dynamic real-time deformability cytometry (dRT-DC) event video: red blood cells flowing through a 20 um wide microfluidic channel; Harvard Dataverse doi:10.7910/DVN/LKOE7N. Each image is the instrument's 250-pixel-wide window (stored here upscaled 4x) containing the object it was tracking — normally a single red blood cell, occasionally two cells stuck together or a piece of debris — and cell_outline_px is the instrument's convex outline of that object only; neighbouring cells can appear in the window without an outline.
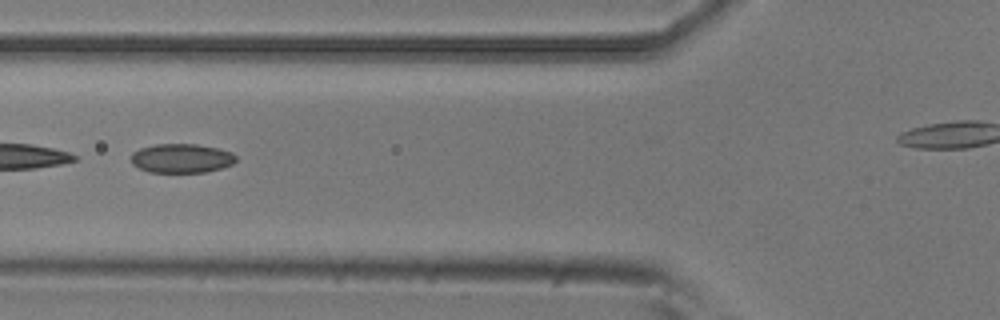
{"species": "common noctule bat (a hibernating species)", "species_latin": "Nyctalus noctula", "temperature_condition": "room temperature", "stored_images_in_passage": 39, "camera_frame_rate_fps": 3000, "um_per_image_px": 0.085, "animal": {"sex": "male", "body_mass_g": 20.5, "forearm_length_mm": 52.5}, "frame": {"image": 1, "passage_image": 12, "time_ms": 3.667, "image_size_px": [1000, 320], "cell_outline_px": [[236, 160], [232, 164], [220, 168], [204, 172], [148, 172], [132, 164], [132, 152], [140, 148], [156, 144], [196, 144], [216, 148], [232, 152], [236, 156]], "centroid_in_image_um": [15.42, 13.45], "position_along_channel_um": 110.4, "area_um2": 17.69}, "authors_computed_cell_mechanics": {"area_um2": 18.0914, "velocity_mm_per_s": 3.7588, "shape_relaxation_time_tau1_ms": null, "shape_relaxation_time_tau2_ms": 5.6447, "deformation_change_tau1": null, "deformation_change_tau2": 0.102}}